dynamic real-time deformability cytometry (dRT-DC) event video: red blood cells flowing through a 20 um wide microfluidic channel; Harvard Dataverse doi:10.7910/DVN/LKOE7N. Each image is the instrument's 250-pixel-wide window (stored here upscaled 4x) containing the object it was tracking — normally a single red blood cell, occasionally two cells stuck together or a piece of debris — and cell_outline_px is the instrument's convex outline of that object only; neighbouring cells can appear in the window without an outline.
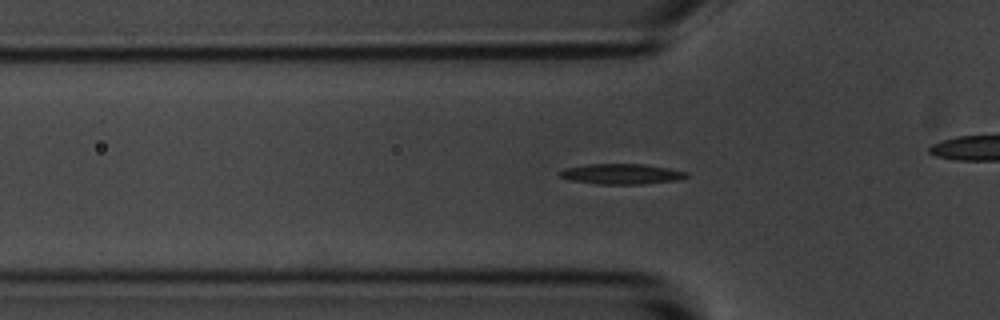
{"species": "common noctule bat (a hibernating species)", "species_latin": "Nyctalus noctula", "temperature_condition": "room temperature", "stored_images_in_passage": 54, "camera_frame_rate_fps": 3000, "um_per_image_px": 0.085, "animal": {"sex": "male", "body_mass_g": 20.1, "forearm_length_mm": 53.5}, "frame": {"image": 1, "passage_image": 16, "time_ms": 5.0, "image_size_px": [1000, 320], "cell_outline_px": [[688, 176], [680, 180], [640, 184], [596, 184], [572, 180], [560, 176], [556, 172], [564, 168], [588, 164], [644, 164], [668, 168], [684, 172]], "centroid_in_image_um": [52.78, 14.79], "position_along_channel_um": 73.0, "area_um2": 14.97}}
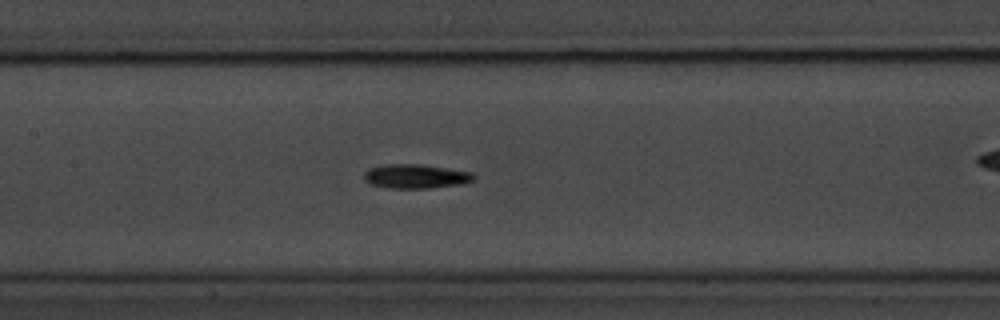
{"frame": {"image": 2, "passage_image": 24, "time_ms": 7.667, "image_size_px": [1000, 320], "cell_outline_px": [[476, 176], [472, 180], [464, 184], [432, 188], [388, 188], [368, 184], [364, 180], [364, 172], [368, 168], [384, 164], [420, 164], [472, 172]], "centroid_in_image_um": [35.3, 14.99], "position_along_channel_um": 172.1, "area_um2": 15.66}}
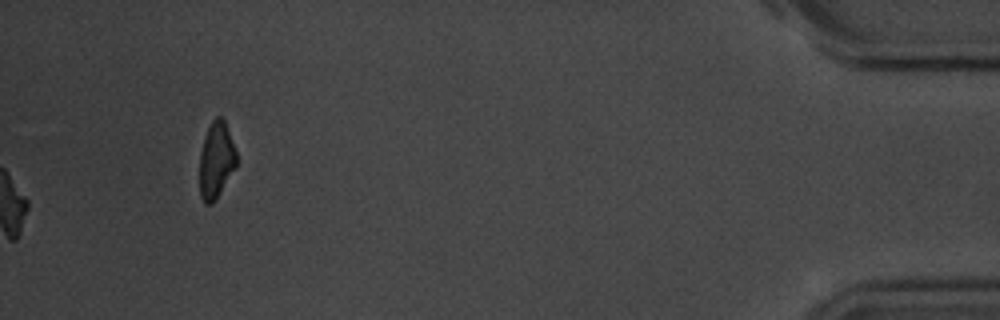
{"frame": {"image": 3, "passage_image": 54, "time_ms": 17.667, "image_size_px": [1000, 320], "cell_outline_px": [[236, 168], [212, 204], [204, 204], [200, 196], [200, 152], [204, 136], [212, 120], [216, 116], [220, 116], [224, 120], [236, 152]], "centroid_in_image_um": [18.36, 13.63], "position_along_channel_um": 416.8, "area_um2": 16.3}, "authors_computed_cell_mechanics": {"area_um2": 14.0743, "velocity_mm_per_s": 3.6784, "shape_relaxation_time_tau1_ms": 3.4091, "shape_relaxation_time_tau2_ms": null, "deformation_change_tau1": 0.1388, "deformation_change_tau2": null}}